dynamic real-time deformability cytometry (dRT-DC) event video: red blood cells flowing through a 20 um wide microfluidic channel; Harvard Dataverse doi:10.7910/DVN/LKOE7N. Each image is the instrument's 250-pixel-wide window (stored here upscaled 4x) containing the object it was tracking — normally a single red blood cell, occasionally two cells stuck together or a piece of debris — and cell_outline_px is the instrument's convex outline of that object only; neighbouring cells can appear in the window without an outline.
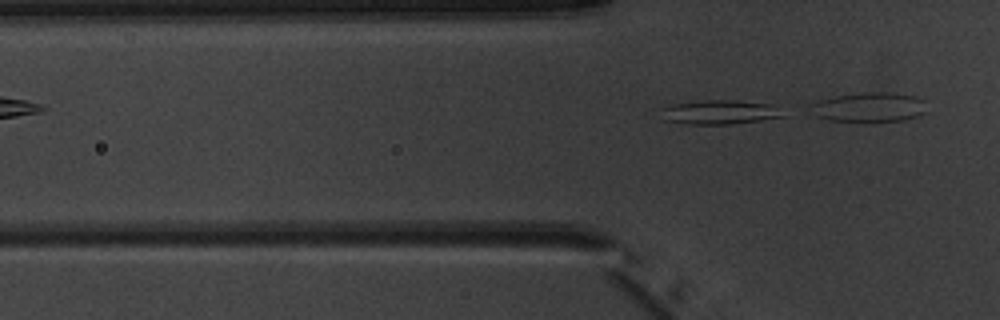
{"species": "common noctule bat (a hibernating species)", "species_latin": "Nyctalus noctula", "temperature_condition": "warm", "stored_images_in_passage": 2, "camera_frame_rate_fps": 3000, "um_per_image_px": 0.085, "animal": {"sex": "male", "body_mass_g": 20.1, "forearm_length_mm": 53.5}, "frame": {"image": 1, "passage_image": 2, "time_ms": 1.333, "image_size_px": [1000, 320], "cell_outline_px": [[784, 116], [760, 120], [728, 124], [684, 124], [664, 120], [660, 108], [676, 104], [704, 100], [736, 100], [768, 104]], "centroid_in_image_um": [61.06, 9.54], "position_along_channel_um": 64.7, "area_um2": 16.7}}